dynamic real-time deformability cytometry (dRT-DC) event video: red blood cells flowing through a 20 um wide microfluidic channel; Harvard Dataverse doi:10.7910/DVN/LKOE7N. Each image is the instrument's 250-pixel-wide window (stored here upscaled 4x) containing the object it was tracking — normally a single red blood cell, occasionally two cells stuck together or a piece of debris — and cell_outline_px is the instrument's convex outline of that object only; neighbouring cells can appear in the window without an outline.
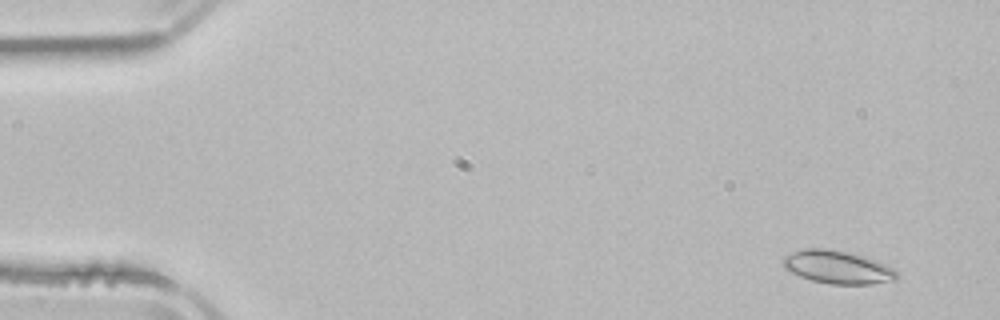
{"species": "common noctule bat (a hibernating species)", "species_latin": "Nyctalus noctula", "temperature_condition": "room temperature", "stored_images_in_passage": 4, "camera_frame_rate_fps": 3000, "um_per_image_px": 0.085, "animal": {"sex": "male", "body_mass_g": 21.5, "forearm_length_mm": 52.0}, "frame": {"image": 1, "passage_image": 1, "time_ms": 0.0, "image_size_px": [1000, 320], "cell_outline_px": [[896, 280], [872, 284], [832, 284], [812, 280], [800, 276], [784, 268], [780, 260], [784, 256], [792, 252], [804, 248], [824, 248], [848, 252], [864, 256], [876, 260], [892, 268], [896, 272]], "centroid_in_image_um": [71.15, 22.7], "position_along_channel_um": 13.8, "area_um2": 21.85}}